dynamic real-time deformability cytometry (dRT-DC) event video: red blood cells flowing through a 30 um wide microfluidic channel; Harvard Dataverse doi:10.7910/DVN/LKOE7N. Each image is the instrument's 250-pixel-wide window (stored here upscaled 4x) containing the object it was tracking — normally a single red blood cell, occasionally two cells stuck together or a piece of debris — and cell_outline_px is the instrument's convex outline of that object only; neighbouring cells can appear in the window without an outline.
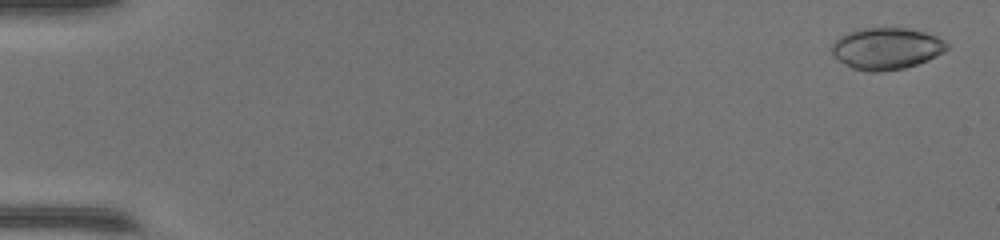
{"species": "common noctule bat (a hibernating species)", "species_latin": "Nyctalus noctula", "temperature_condition": "warm", "stored_images_in_passage": 49, "camera_frame_rate_fps": 3000, "um_per_image_px": 0.085, "animal": {"sex": "female", "body_mass_g": 17.0, "forearm_length_mm": 48.0}, "frame": {"image": 1, "passage_image": 2, "time_ms": 0.333, "image_size_px": [1000, 240], "cell_outline_px": [[948, 48], [944, 52], [928, 60], [904, 68], [880, 72], [868, 72], [852, 68], [832, 56], [832, 44], [840, 36], [848, 32], [864, 28], [908, 28], [924, 32], [936, 36], [944, 40], [948, 44]], "centroid_in_image_um": [75.35, 4.13], "position_along_channel_um": 9.7, "area_um2": 27.98}}
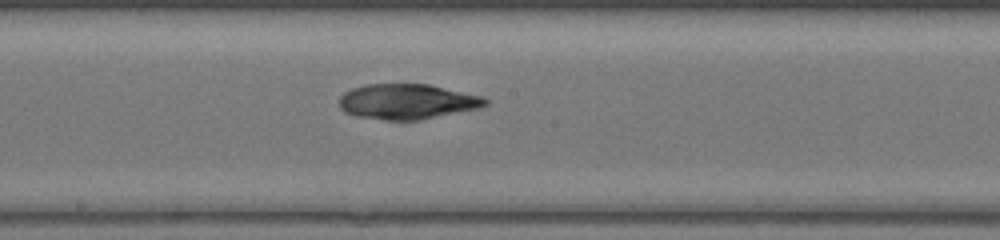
{"frame": {"image": 2, "passage_image": 28, "time_ms": 9.0, "image_size_px": [1000, 240], "cell_outline_px": [[488, 104], [480, 108], [420, 120], [384, 120], [356, 116], [344, 112], [340, 108], [340, 96], [344, 92], [352, 88], [368, 84], [428, 84], [484, 96], [488, 100]], "centroid_in_image_um": [34.63, 8.64], "position_along_channel_um": 213.6, "area_um2": 30.17}}
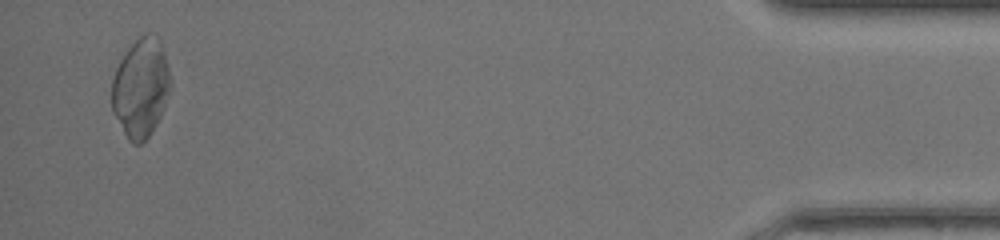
{"frame": {"image": 3, "passage_image": 48, "time_ms": 15.667, "image_size_px": [1000, 240], "cell_outline_px": [[172, 84], [164, 108], [156, 124], [148, 136], [140, 144], [132, 144], [128, 140], [112, 112], [112, 80], [116, 68], [124, 52], [140, 36], [148, 32], [160, 36]], "centroid_in_image_um": [11.97, 7.44], "position_along_channel_um": 423.2, "area_um2": 34.04}}